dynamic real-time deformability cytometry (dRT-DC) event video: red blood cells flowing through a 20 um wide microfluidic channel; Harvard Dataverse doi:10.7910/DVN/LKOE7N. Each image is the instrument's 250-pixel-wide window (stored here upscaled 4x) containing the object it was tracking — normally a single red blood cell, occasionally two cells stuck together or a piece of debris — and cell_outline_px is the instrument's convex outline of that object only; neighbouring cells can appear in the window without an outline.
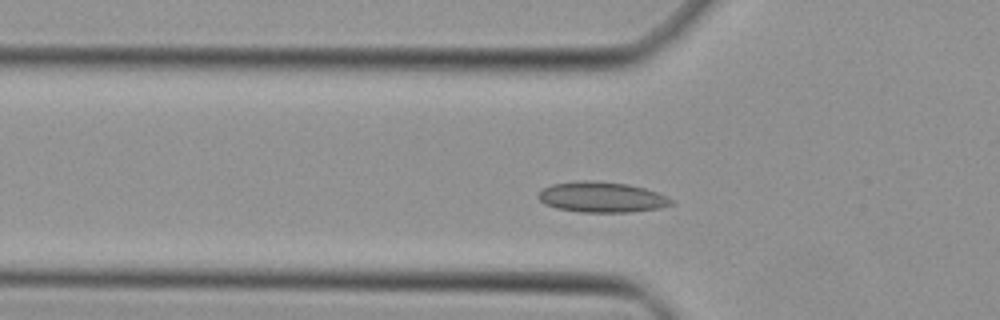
{"species": "Egyptian fruit bat (a non-hibernating species)", "species_latin": "Rousettus aegyptiacus", "temperature_condition": "cold", "stored_images_in_passage": 31, "camera_frame_rate_fps": 3000, "um_per_image_px": 0.085, "animal": {"sex": "female"}, "frame": {"image": 1, "passage_image": 8, "time_ms": 2.333, "image_size_px": [1000, 320], "cell_outline_px": [[672, 204], [660, 208], [632, 212], [580, 212], [556, 208], [544, 204], [536, 196], [544, 188], [552, 184], [580, 180], [592, 180], [628, 184], [644, 188], [668, 196], [672, 200]], "centroid_in_image_um": [51.13, 16.76], "position_along_channel_um": 74.7, "area_um2": 23.7}}
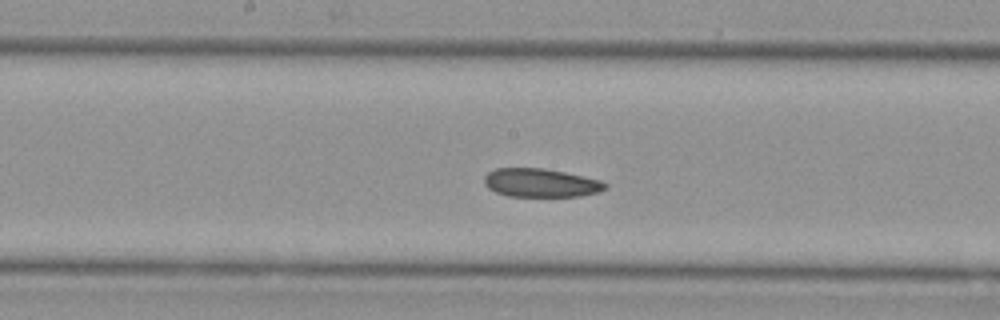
{"frame": {"image": 2, "passage_image": 17, "time_ms": 5.333, "image_size_px": [1000, 320], "cell_outline_px": [[608, 188], [596, 192], [580, 196], [508, 196], [496, 192], [488, 188], [484, 184], [484, 176], [488, 172], [496, 168], [544, 168], [564, 172], [600, 180], [608, 184]], "centroid_in_image_um": [45.94, 15.54], "position_along_channel_um": 202.3, "area_um2": 20.06}}
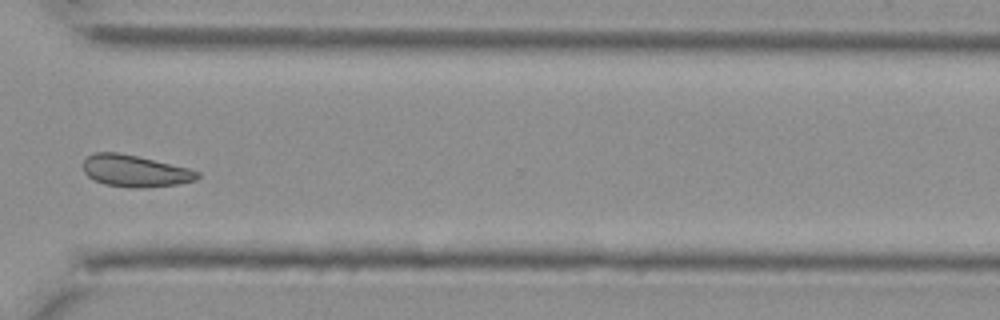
{"frame": {"image": 3, "passage_image": 28, "time_ms": 9.0, "image_size_px": [1000, 320], "cell_outline_px": [[200, 176], [196, 180], [176, 184], [144, 188], [132, 188], [104, 184], [92, 180], [84, 172], [84, 160], [88, 156], [96, 152], [120, 152], [188, 168], [200, 172]], "centroid_in_image_um": [11.46, 14.54], "position_along_channel_um": 359.1, "area_um2": 21.15}}